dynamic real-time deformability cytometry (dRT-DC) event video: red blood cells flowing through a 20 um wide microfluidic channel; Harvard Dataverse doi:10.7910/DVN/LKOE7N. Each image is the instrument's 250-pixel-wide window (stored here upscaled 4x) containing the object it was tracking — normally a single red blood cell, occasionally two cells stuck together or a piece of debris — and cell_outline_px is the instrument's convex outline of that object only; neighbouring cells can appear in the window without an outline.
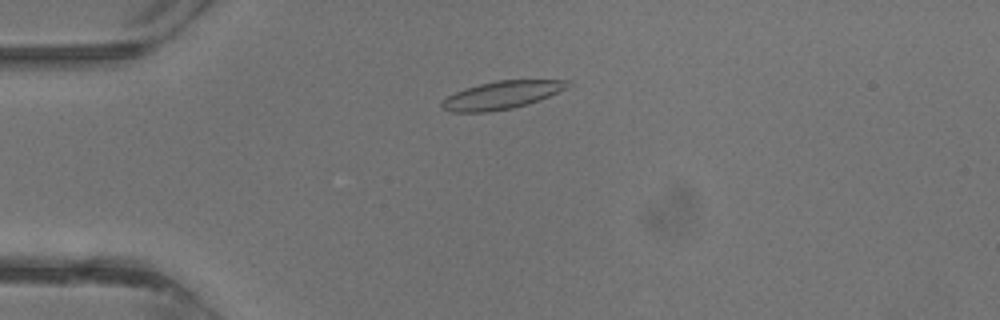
{"species": "common noctule bat (a hibernating species)", "species_latin": "Nyctalus noctula", "temperature_condition": "warm", "stored_images_in_passage": 37, "camera_frame_rate_fps": 3000, "um_per_image_px": 0.085, "animal": {"sex": "male", "body_mass_g": 13.3}, "frame": {"image": 1, "passage_image": 9, "time_ms": 2.667, "image_size_px": [1000, 320], "cell_outline_px": [[572, 84], [568, 88], [540, 100], [528, 104], [512, 108], [488, 112], [452, 112], [440, 108], [440, 100], [464, 88], [496, 80], [572, 80]], "centroid_in_image_um": [42.65, 8.08], "position_along_channel_um": 42.4, "area_um2": 20.69}}
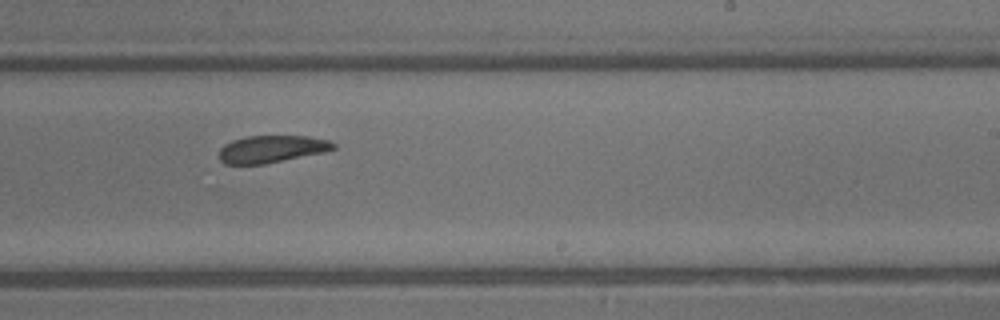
{"frame": {"image": 2, "passage_image": 23, "time_ms": 7.333, "image_size_px": [1000, 320], "cell_outline_px": [[336, 148], [324, 152], [264, 164], [224, 164], [220, 160], [220, 148], [224, 144], [232, 140], [244, 136], [308, 136], [328, 140], [336, 144]], "centroid_in_image_um": [23.08, 12.66], "position_along_channel_um": 265.9, "area_um2": 18.15}}
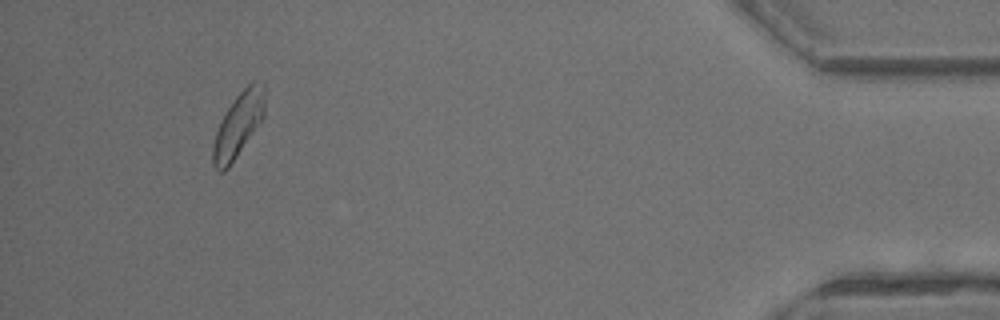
{"frame": {"image": 3, "passage_image": 35, "time_ms": 11.333, "image_size_px": [1000, 320], "cell_outline_px": [[264, 116], [228, 168], [224, 172], [220, 172], [212, 164], [212, 144], [220, 120], [236, 96], [252, 80], [256, 80], [264, 84]], "centroid_in_image_um": [20.23, 10.61], "position_along_channel_um": 415.0, "area_um2": 19.19}}